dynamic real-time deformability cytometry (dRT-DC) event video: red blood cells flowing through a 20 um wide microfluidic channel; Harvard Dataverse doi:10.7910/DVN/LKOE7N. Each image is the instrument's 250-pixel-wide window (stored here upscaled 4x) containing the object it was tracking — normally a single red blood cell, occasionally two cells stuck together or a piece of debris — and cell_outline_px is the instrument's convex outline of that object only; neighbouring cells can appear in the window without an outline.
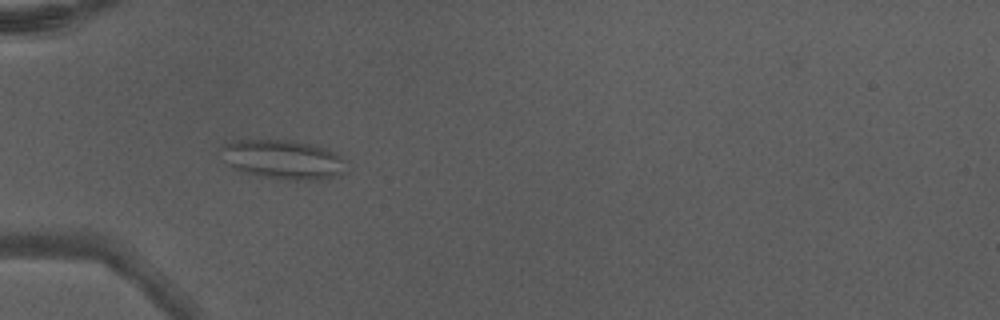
{"species": "Egyptian fruit bat (a non-hibernating species)", "species_latin": "Rousettus aegyptiacus", "temperature_condition": "warm", "stored_images_in_passage": 33, "camera_frame_rate_fps": 3000, "um_per_image_px": 0.085, "animal": {"sex": "male"}, "frame": {"image": 1, "passage_image": 1, "time_ms": 0.0, "image_size_px": [1000, 320], "cell_outline_px": [[348, 160], [344, 172], [336, 176], [320, 180], [284, 180], [256, 176], [240, 172], [232, 168], [228, 164], [220, 148], [224, 140], [292, 140], [312, 144], [324, 148]], "centroid_in_image_um": [24.03, 13.56], "position_along_channel_um": 61.0, "area_um2": 29.19}}
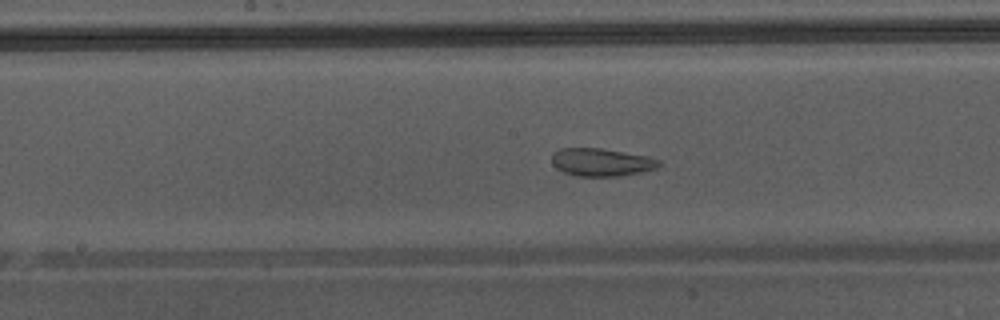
{"frame": {"image": 2, "passage_image": 11, "time_ms": 3.333, "image_size_px": [1000, 320], "cell_outline_px": [[660, 164], [656, 168], [640, 172], [620, 176], [576, 176], [564, 172], [556, 168], [552, 164], [552, 152], [560, 148], [600, 148], [648, 156], [660, 160]], "centroid_in_image_um": [51.08, 13.78], "position_along_channel_um": 197.1, "area_um2": 17.4}}
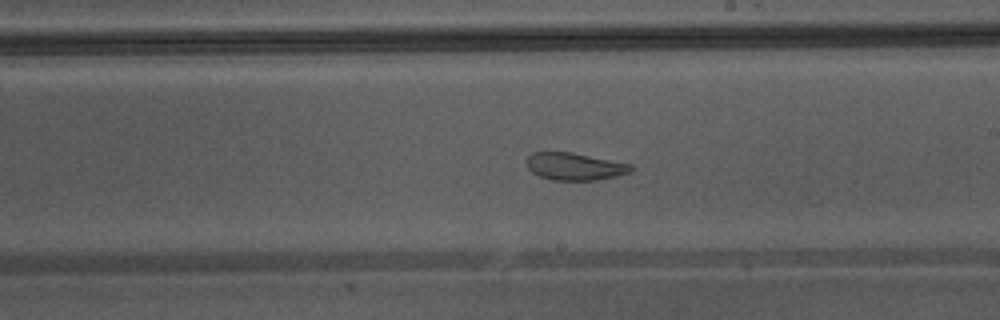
{"frame": {"image": 3, "passage_image": 14, "time_ms": 4.333, "image_size_px": [1000, 320], "cell_outline_px": [[632, 168], [628, 172], [616, 176], [596, 180], [552, 180], [540, 176], [532, 172], [528, 168], [528, 156], [532, 152], [572, 152], [632, 164]], "centroid_in_image_um": [48.84, 14.14], "position_along_channel_um": 240.2, "area_um2": 16.47}, "authors_computed_cell_mechanics": {"area_um2": 18.9006, "velocity_mm_per_s": 4.3266, "shape_relaxation_time_tau1_ms": null, "shape_relaxation_time_tau2_ms": 1.9084, "deformation_change_tau1": null, "deformation_change_tau2": 0.092}}